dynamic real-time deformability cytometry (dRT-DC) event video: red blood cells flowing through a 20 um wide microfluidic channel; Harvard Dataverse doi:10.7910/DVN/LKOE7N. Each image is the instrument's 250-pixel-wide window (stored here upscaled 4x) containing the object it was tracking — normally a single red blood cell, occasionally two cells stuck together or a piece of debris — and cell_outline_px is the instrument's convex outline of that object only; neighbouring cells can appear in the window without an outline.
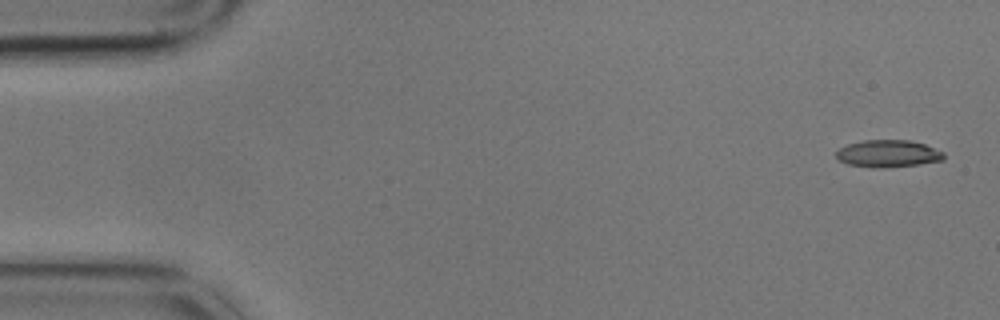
{"species": "common noctule bat (a hibernating species)", "species_latin": "Nyctalus noctula", "temperature_condition": "cold", "stored_images_in_passage": 5, "camera_frame_rate_fps": 3000, "um_per_image_px": 0.085, "animal": {"sex": "male", "body_mass_g": 17.9}, "frame": {"image": 1, "passage_image": 1, "time_ms": 0.0, "image_size_px": [1000, 320], "cell_outline_px": [[944, 160], [920, 164], [880, 168], [848, 164], [840, 160], [836, 156], [836, 152], [840, 148], [848, 144], [864, 140], [908, 140], [924, 144], [944, 152]], "centroid_in_image_um": [75.5, 13.05], "position_along_channel_um": 9.5, "area_um2": 16.88}}
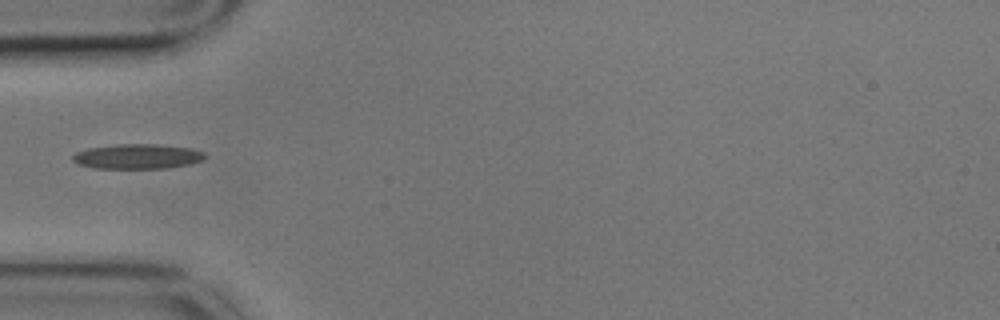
{"frame": {"image": 2, "passage_image": 5, "time_ms": 1.333, "image_size_px": [1000, 320], "cell_outline_px": [[204, 156], [200, 160], [188, 164], [168, 168], [92, 168], [80, 164], [72, 160], [72, 156], [76, 152], [88, 148], [116, 144], [156, 144], [188, 148], [204, 152]], "centroid_in_image_um": [11.62, 13.29], "position_along_channel_um": 73.4, "area_um2": 18.9}}